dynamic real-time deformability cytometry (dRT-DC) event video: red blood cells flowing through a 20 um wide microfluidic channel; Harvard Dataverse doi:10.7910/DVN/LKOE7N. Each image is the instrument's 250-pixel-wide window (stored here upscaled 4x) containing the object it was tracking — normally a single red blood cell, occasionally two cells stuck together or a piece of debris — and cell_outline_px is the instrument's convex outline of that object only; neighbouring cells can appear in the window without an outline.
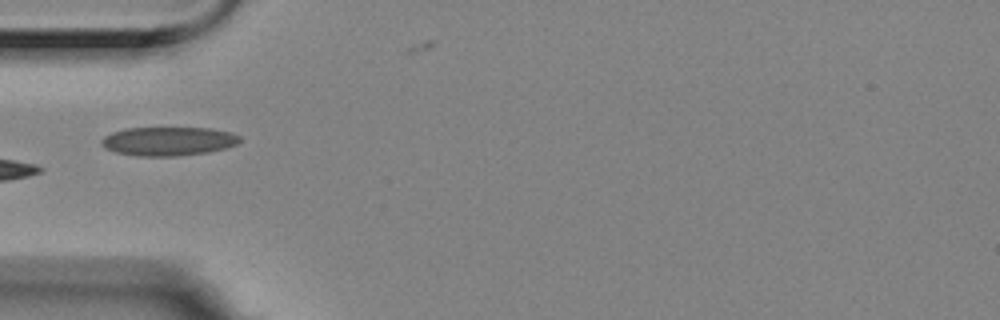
{"species": "Egyptian fruit bat (a non-hibernating species)", "species_latin": "Rousettus aegyptiacus", "temperature_condition": "room temperature", "stored_images_in_passage": 8, "camera_frame_rate_fps": 3000, "um_per_image_px": 0.085, "animal": {"sex": "female"}, "frame": {"image": 1, "passage_image": 4, "time_ms": 1.0, "image_size_px": [1000, 320], "cell_outline_px": [[240, 140], [236, 144], [224, 148], [208, 152], [176, 156], [136, 156], [116, 152], [104, 148], [100, 144], [100, 140], [104, 136], [112, 132], [124, 128], [212, 128], [232, 132], [240, 136]], "centroid_in_image_um": [14.27, 12.0], "position_along_channel_um": 70.7, "area_um2": 23.35}}
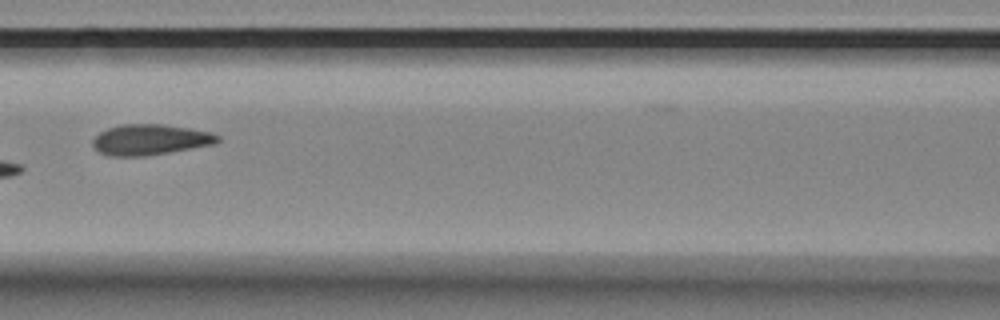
{"frame": {"image": 2, "passage_image": 6, "time_ms": 1.667, "image_size_px": [1000, 320], "cell_outline_px": [[220, 140], [216, 144], [144, 156], [108, 156], [100, 152], [92, 144], [92, 140], [100, 132], [108, 128], [120, 124], [160, 124], [192, 128], [212, 132], [220, 136]], "centroid_in_image_um": [12.79, 11.86], "position_along_channel_um": 153.8, "area_um2": 22.37}}
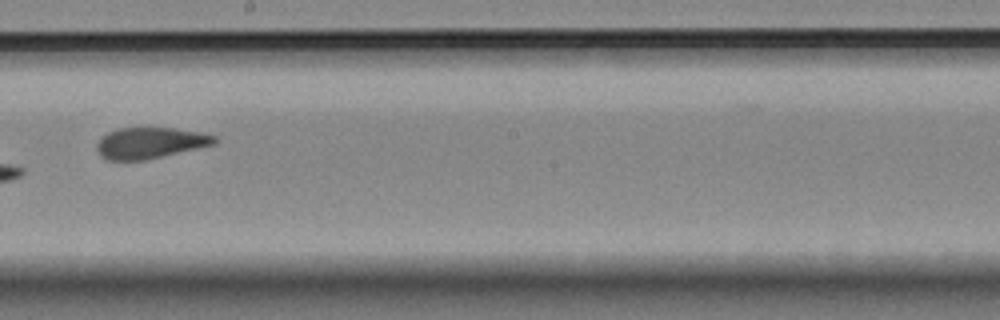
{"frame": {"image": 3, "passage_image": 8, "time_ms": 2.333, "image_size_px": [1000, 320], "cell_outline_px": [[216, 144], [144, 160], [108, 160], [100, 156], [96, 152], [96, 144], [108, 132], [120, 128], [176, 128], [200, 132], [216, 136]], "centroid_in_image_um": [12.75, 12.15], "position_along_channel_um": 235.4, "area_um2": 21.21}}